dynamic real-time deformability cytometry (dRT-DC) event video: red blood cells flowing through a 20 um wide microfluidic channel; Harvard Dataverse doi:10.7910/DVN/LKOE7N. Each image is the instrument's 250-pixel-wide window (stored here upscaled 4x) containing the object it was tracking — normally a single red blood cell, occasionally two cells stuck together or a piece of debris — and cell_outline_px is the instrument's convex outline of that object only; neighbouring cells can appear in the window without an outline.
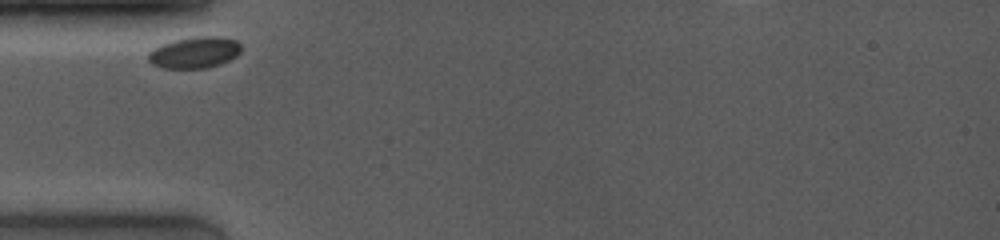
{"species": "common noctule bat (a hibernating species)", "species_latin": "Nyctalus noctula", "temperature_condition": "room temperature", "stored_images_in_passage": 5, "camera_frame_rate_fps": 4000, "um_per_image_px": 0.085, "animal": {"sex": "female", "body_mass_g": 19.0, "forearm_length_mm": 53.3}, "frame": {"image": 1, "passage_image": 1, "time_ms": 0.0, "image_size_px": [1000, 240], "cell_outline_px": [[240, 52], [236, 56], [220, 64], [204, 68], [160, 68], [152, 64], [148, 60], [148, 52], [160, 44], [176, 40], [196, 36], [220, 36], [236, 40], [240, 44]], "centroid_in_image_um": [16.52, 4.46], "position_along_channel_um": 68.5, "area_um2": 16.99}}
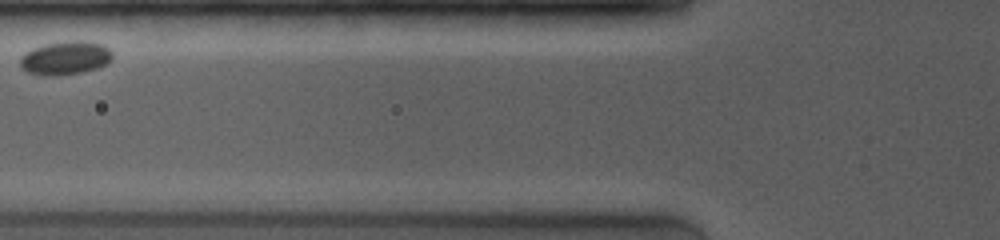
{"frame": {"image": 2, "passage_image": 3, "time_ms": 0.5, "image_size_px": [1000, 240], "cell_outline_px": [[112, 56], [104, 64], [96, 68], [84, 72], [56, 76], [40, 76], [28, 72], [20, 64], [20, 56], [24, 52], [32, 48], [44, 44], [72, 40], [80, 40], [100, 44], [108, 48], [112, 52]], "centroid_in_image_um": [5.5, 4.93], "position_along_channel_um": 120.3, "area_um2": 18.03}}
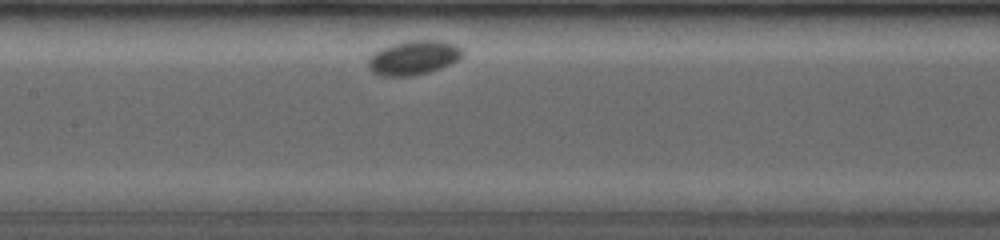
{"frame": {"image": 3, "passage_image": 5, "time_ms": 1.0, "image_size_px": [1000, 240], "cell_outline_px": [[464, 52], [452, 64], [428, 72], [412, 76], [380, 76], [372, 72], [368, 68], [368, 60], [380, 48], [392, 44], [412, 40], [440, 40], [456, 44], [464, 48]], "centroid_in_image_um": [35.17, 4.9], "position_along_channel_um": 172.2, "area_um2": 18.9}}